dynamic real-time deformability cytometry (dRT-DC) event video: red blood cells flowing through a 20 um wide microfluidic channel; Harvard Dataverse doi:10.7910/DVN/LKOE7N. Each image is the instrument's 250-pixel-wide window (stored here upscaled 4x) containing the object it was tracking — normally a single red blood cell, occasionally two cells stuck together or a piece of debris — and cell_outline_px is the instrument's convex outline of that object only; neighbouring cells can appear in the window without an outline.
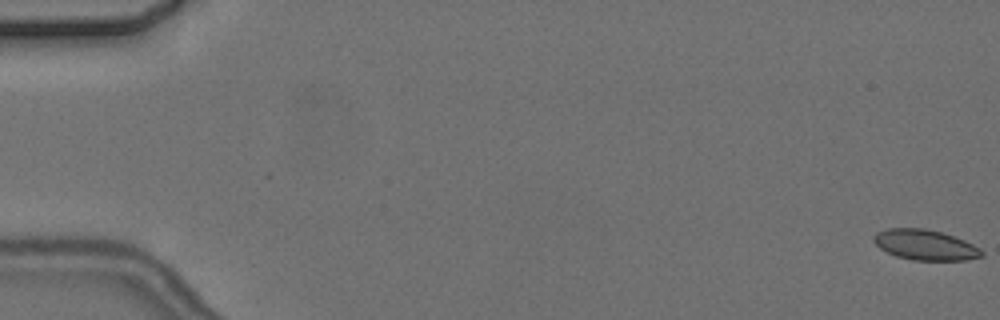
{"species": "common noctule bat (a hibernating species)", "species_latin": "Nyctalus noctula", "temperature_condition": "cold", "stored_images_in_passage": 5, "camera_frame_rate_fps": 3000, "um_per_image_px": 0.085, "animal": {"sex": "female", "body_mass_g": 24.6, "forearm_length_mm": 56.2}, "frame": {"image": 1, "passage_image": 1, "time_ms": 0.0, "image_size_px": [1000, 320], "cell_outline_px": [[984, 256], [968, 260], [912, 260], [896, 256], [880, 248], [872, 240], [872, 236], [876, 232], [888, 228], [924, 228], [940, 232], [964, 240], [980, 248], [984, 252]], "centroid_in_image_um": [78.63, 20.82], "position_along_channel_um": 6.4, "area_um2": 19.13}}
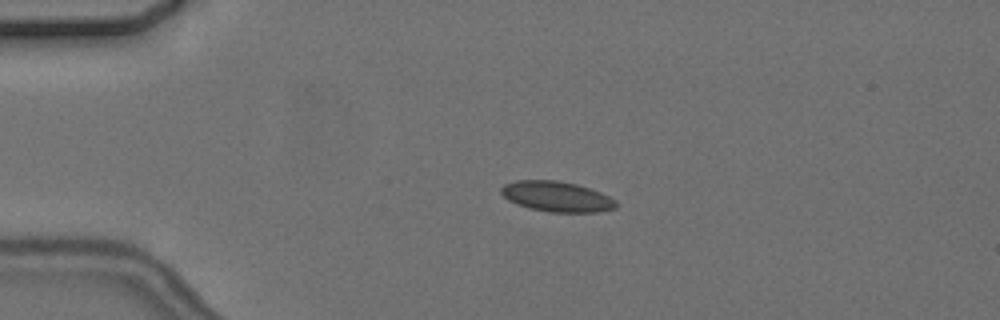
{"frame": {"image": 2, "passage_image": 4, "time_ms": 4.333, "image_size_px": [1000, 320], "cell_outline_px": [[620, 204], [616, 208], [596, 212], [548, 212], [528, 208], [508, 200], [500, 192], [500, 188], [504, 184], [516, 180], [556, 180], [576, 184], [600, 192], [616, 200]], "centroid_in_image_um": [47.32, 16.71], "position_along_channel_um": 37.7, "area_um2": 20.4}}